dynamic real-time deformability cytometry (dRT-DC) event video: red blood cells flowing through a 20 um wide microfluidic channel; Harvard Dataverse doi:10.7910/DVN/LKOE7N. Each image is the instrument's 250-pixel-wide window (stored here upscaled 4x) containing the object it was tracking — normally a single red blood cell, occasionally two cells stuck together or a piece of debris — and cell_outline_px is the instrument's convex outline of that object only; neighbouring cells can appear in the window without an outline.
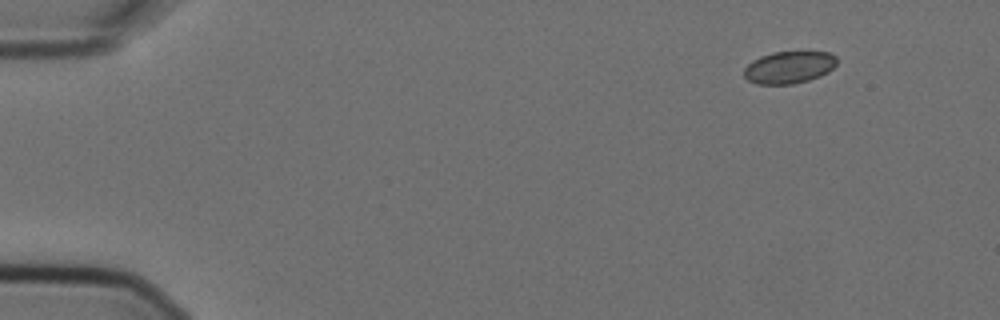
{"species": "Egyptian fruit bat (a non-hibernating species)", "species_latin": "Rousettus aegyptiacus", "temperature_condition": "cold", "stored_images_in_passage": 4, "camera_frame_rate_fps": 3000, "um_per_image_px": 0.085, "animal": {"sex": "female"}, "frame": {"image": 1, "passage_image": 1, "time_ms": 0.0, "image_size_px": [1000, 320], "cell_outline_px": [[836, 64], [828, 72], [820, 76], [808, 80], [792, 84], [756, 84], [748, 80], [744, 76], [744, 68], [752, 60], [760, 56], [772, 52], [828, 52], [836, 56]], "centroid_in_image_um": [67.04, 5.72], "position_along_channel_um": 18.0, "area_um2": 17.4}}
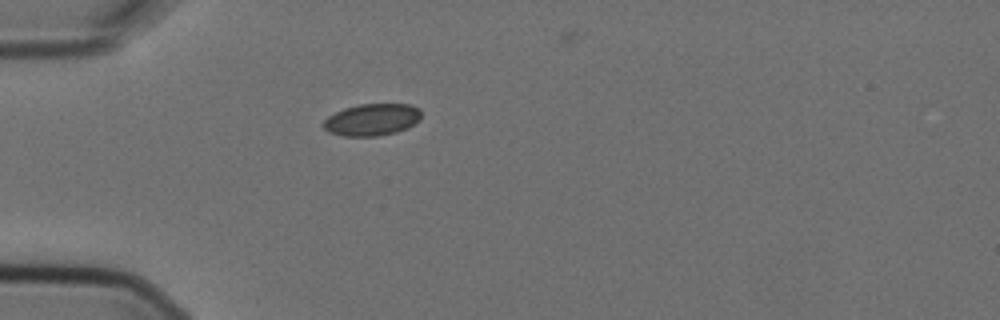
{"frame": {"image": 2, "passage_image": 4, "time_ms": 1.0, "image_size_px": [1000, 320], "cell_outline_px": [[420, 120], [408, 128], [396, 132], [376, 136], [344, 136], [328, 132], [324, 128], [324, 120], [328, 116], [344, 108], [360, 104], [412, 104], [420, 108]], "centroid_in_image_um": [31.64, 10.17], "position_along_channel_um": 53.4, "area_um2": 18.26}}